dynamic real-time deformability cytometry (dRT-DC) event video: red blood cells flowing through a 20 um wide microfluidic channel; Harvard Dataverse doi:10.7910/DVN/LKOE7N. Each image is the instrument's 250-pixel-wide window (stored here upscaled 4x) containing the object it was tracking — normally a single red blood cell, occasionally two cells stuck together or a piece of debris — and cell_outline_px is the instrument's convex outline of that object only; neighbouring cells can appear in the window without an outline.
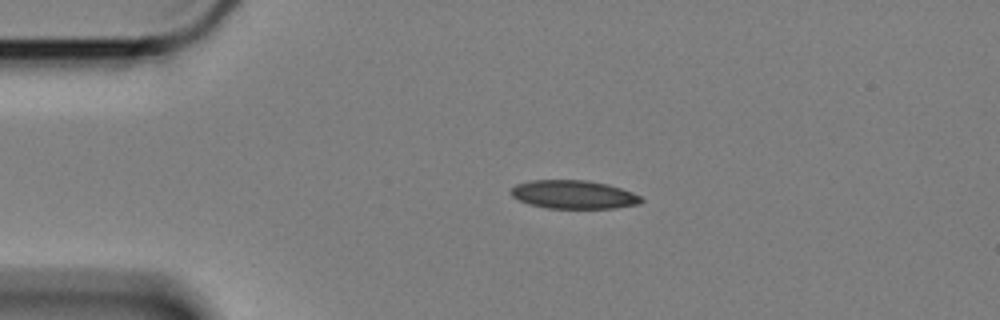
{"species": "Egyptian fruit bat (a non-hibernating species)", "species_latin": "Rousettus aegyptiacus", "temperature_condition": "cold", "stored_images_in_passage": 13, "camera_frame_rate_fps": 3000, "um_per_image_px": 0.085, "animal": {"sex": "female"}, "frame": {"image": 1, "passage_image": 1, "time_ms": 0.0, "image_size_px": [1000, 320], "cell_outline_px": [[644, 200], [640, 204], [616, 208], [548, 208], [528, 204], [512, 196], [512, 188], [516, 184], [532, 180], [588, 180], [608, 184], [632, 192], [640, 196]], "centroid_in_image_um": [48.79, 16.53], "position_along_channel_um": 36.2, "area_um2": 21.56}}
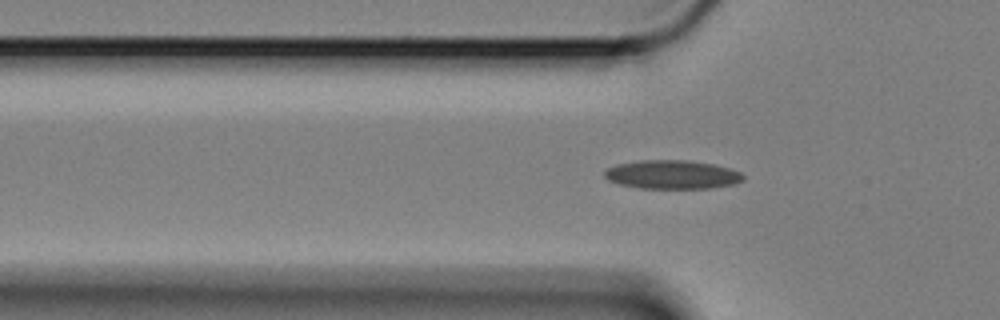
{"frame": {"image": 2, "passage_image": 7, "time_ms": 2.0, "image_size_px": [1000, 320], "cell_outline_px": [[744, 180], [732, 184], [712, 188], [640, 188], [620, 184], [608, 180], [604, 176], [604, 172], [608, 168], [616, 164], [640, 160], [684, 160], [716, 164], [740, 172], [744, 176]], "centroid_in_image_um": [57.13, 14.83], "position_along_channel_um": 68.7, "area_um2": 23.18}}
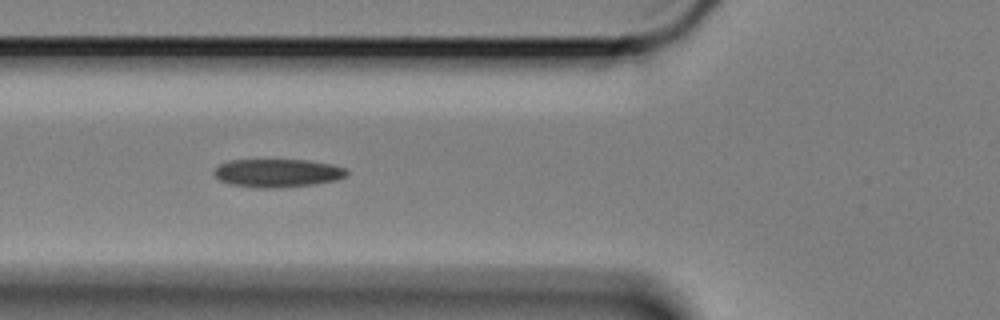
{"frame": {"image": 3, "passage_image": 10, "time_ms": 3.0, "image_size_px": [1000, 320], "cell_outline_px": [[348, 176], [336, 180], [316, 184], [280, 188], [252, 188], [232, 184], [220, 180], [212, 172], [220, 164], [228, 160], [308, 160], [332, 164], [344, 168], [348, 172]], "centroid_in_image_um": [23.6, 14.71], "position_along_channel_um": 102.2, "area_um2": 22.02}}